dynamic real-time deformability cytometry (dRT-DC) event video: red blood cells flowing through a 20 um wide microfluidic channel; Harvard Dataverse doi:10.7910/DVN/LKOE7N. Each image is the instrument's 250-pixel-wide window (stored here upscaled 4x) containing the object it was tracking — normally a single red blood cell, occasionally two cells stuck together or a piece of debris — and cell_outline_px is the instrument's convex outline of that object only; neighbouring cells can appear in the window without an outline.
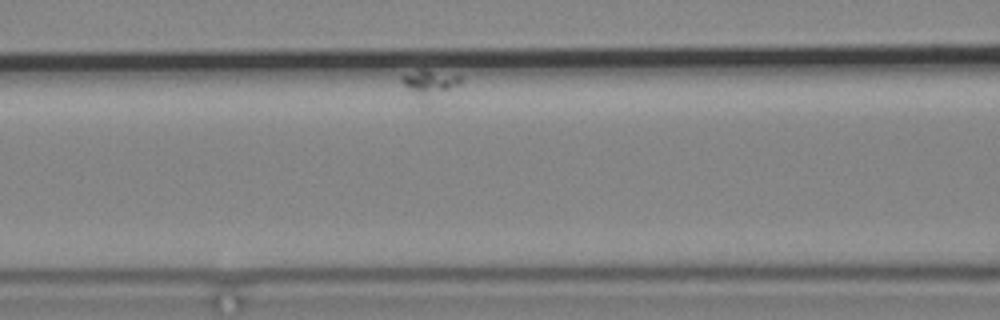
{"species": "common noctule bat (a hibernating species)", "species_latin": "Nyctalus noctula", "temperature_condition": "cold", "stored_images_in_passage": 4, "camera_frame_rate_fps": 3000, "um_per_image_px": 0.085, "animal": {"sex": "male", "body_mass_g": 19.2, "forearm_length_mm": 51.8}, "frame": {"image": 1, "passage_image": 3, "time_ms": 3.0, "image_size_px": [1000, 320], "cell_outline_px": [[460, 84], [424, 112], [400, 80], [400, 76], [420, 68], [428, 68], [460, 76]], "centroid_in_image_um": [36.48, 7.28], "position_along_channel_um": 130.1, "area_um2": 11.16}}